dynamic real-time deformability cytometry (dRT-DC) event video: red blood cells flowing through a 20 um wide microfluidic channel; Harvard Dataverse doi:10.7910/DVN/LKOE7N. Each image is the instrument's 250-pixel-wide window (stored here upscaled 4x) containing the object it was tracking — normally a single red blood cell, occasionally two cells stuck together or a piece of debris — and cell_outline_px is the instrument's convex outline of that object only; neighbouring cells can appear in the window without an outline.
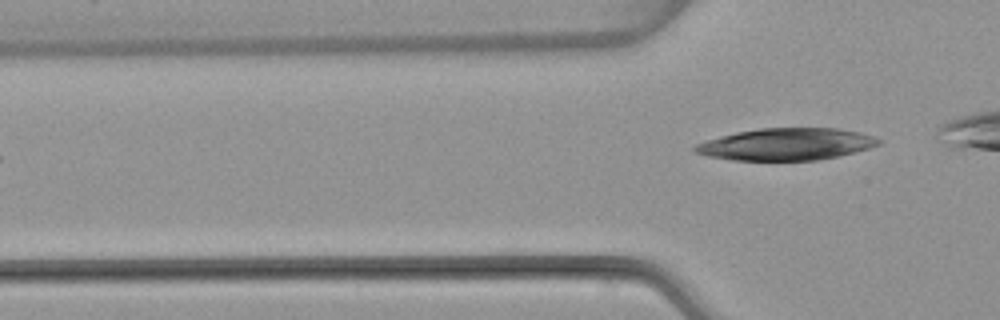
{"species": "common noctule bat (a hibernating species)", "species_latin": "Nyctalus noctula", "temperature_condition": "warm", "stored_images_in_passage": 3, "camera_frame_rate_fps": 3000, "um_per_image_px": 0.085, "animal": {"sex": "female", "body_mass_g": 22.7, "forearm_length_mm": 54.2}, "frame": {"image": 1, "passage_image": 3, "time_ms": 2.333, "image_size_px": [1000, 320], "cell_outline_px": [[880, 144], [856, 152], [840, 156], [816, 160], [732, 160], [708, 156], [696, 152], [692, 148], [696, 144], [720, 136], [736, 132], [760, 128], [836, 128], [860, 132], [872, 136], [880, 140]], "centroid_in_image_um": [66.84, 12.26], "position_along_channel_um": 59.0, "area_um2": 34.1}}